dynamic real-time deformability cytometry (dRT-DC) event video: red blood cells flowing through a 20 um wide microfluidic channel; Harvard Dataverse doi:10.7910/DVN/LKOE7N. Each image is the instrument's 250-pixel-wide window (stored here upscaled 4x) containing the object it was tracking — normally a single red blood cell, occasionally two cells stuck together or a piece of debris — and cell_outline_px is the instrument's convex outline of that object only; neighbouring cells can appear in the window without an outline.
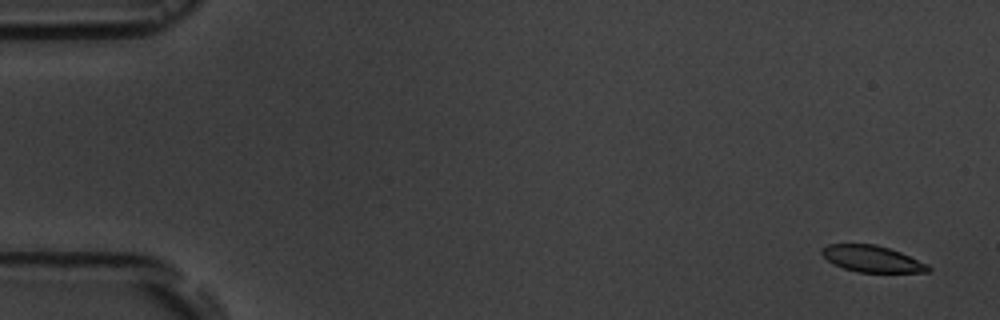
{"species": "common noctule bat (a hibernating species)", "species_latin": "Nyctalus noctula", "temperature_condition": "room temperature", "stored_images_in_passage": 6, "camera_frame_rate_fps": 3000, "um_per_image_px": 0.085, "animal": {"sex": "male", "body_mass_g": 19.5, "forearm_length_mm": 54.6}, "frame": {"image": 1, "passage_image": 1, "time_ms": 0.0, "image_size_px": [1000, 320], "cell_outline_px": [[932, 268], [928, 272], [856, 272], [832, 264], [820, 252], [820, 248], [828, 244], [876, 244], [900, 252], [928, 264]], "centroid_in_image_um": [74.1, 22.0], "position_along_channel_um": 10.9, "area_um2": 16.42}}